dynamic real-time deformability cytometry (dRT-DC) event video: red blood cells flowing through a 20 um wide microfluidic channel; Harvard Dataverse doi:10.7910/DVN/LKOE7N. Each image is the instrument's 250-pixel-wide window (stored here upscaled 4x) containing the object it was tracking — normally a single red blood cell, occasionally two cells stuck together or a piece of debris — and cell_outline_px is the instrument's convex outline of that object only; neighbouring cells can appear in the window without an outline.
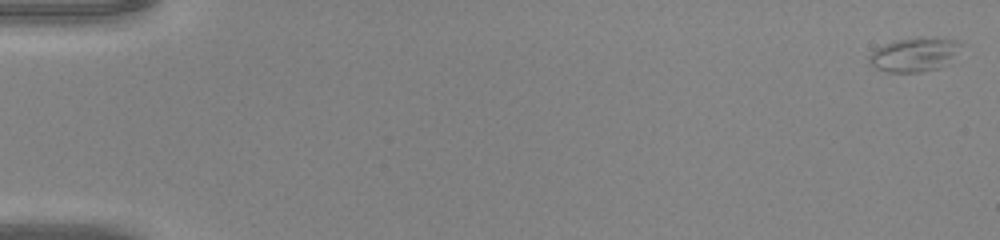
{"species": "common noctule bat (a hibernating species)", "species_latin": "Nyctalus noctula", "temperature_condition": "warm", "stored_images_in_passage": 47, "camera_frame_rate_fps": 3000, "um_per_image_px": 0.085, "animal": {"sex": "male", "body_mass_g": 20.0, "forearm_length_mm": 53.3}, "frame": {"image": 1, "passage_image": 1, "time_ms": 0.0, "image_size_px": [1000, 240], "cell_outline_px": [[968, 44], [940, 68], [920, 72], [888, 72], [876, 68], [868, 64], [868, 56], [876, 48], [884, 44], [896, 40], [916, 36], [920, 36], [960, 40]], "centroid_in_image_um": [77.77, 4.61], "position_along_channel_um": 7.2, "area_um2": 18.73}}
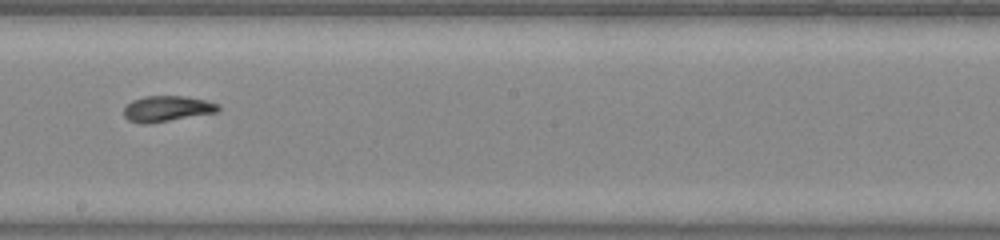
{"frame": {"image": 2, "passage_image": 28, "time_ms": 9.0, "image_size_px": [1000, 240], "cell_outline_px": [[220, 112], [148, 124], [140, 124], [128, 120], [124, 116], [124, 108], [132, 100], [144, 96], [184, 96], [208, 100], [220, 104]], "centroid_in_image_um": [14.24, 9.24], "position_along_channel_um": 234.0, "area_um2": 14.45}}
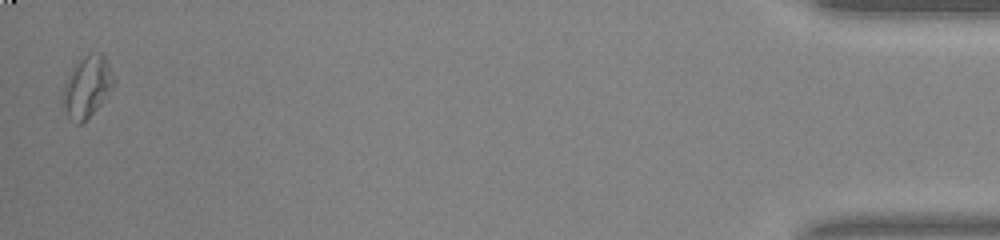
{"frame": {"image": 3, "passage_image": 47, "time_ms": 15.333, "image_size_px": [1000, 240], "cell_outline_px": [[116, 84], [100, 104], [80, 124], [76, 124], [68, 116], [60, 104], [60, 96], [68, 72], [84, 56], [92, 52], [100, 52], [104, 56], [108, 64]], "centroid_in_image_um": [7.35, 7.37], "position_along_channel_um": 427.9, "area_um2": 18.26}}